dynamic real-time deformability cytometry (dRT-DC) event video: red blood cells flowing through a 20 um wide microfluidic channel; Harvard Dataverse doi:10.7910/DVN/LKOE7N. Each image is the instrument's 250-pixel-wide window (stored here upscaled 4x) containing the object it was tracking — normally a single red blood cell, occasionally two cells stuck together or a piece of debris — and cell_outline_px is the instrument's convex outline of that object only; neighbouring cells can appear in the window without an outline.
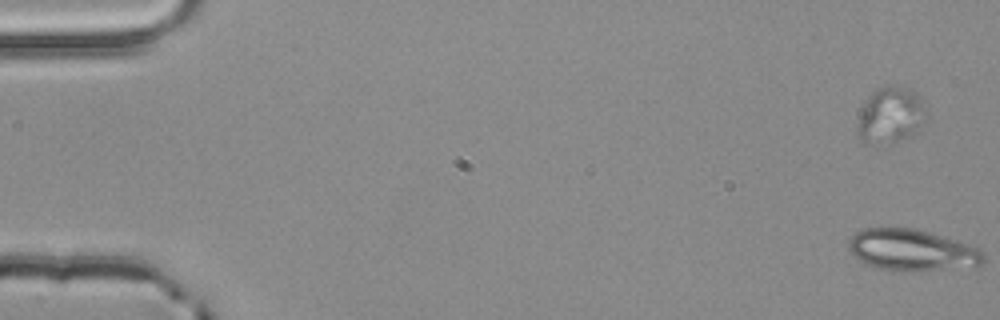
{"species": "common noctule bat (a hibernating species)", "species_latin": "Nyctalus noctula", "temperature_condition": "room temperature", "stored_images_in_passage": 57, "camera_frame_rate_fps": 3000, "um_per_image_px": 0.085, "animal": {"sex": "male", "body_mass_g": 20.4}, "frame": {"image": 1, "passage_image": 4, "time_ms": 1.0, "image_size_px": [1000, 320], "cell_outline_px": [[984, 260], [980, 264], [904, 272], [876, 268], [864, 264], [848, 248], [848, 240], [856, 232], [864, 228], [912, 228], [928, 232], [956, 240], [980, 248], [984, 252]], "centroid_in_image_um": [77.45, 21.25], "position_along_channel_um": 7.5, "area_um2": 32.14}}
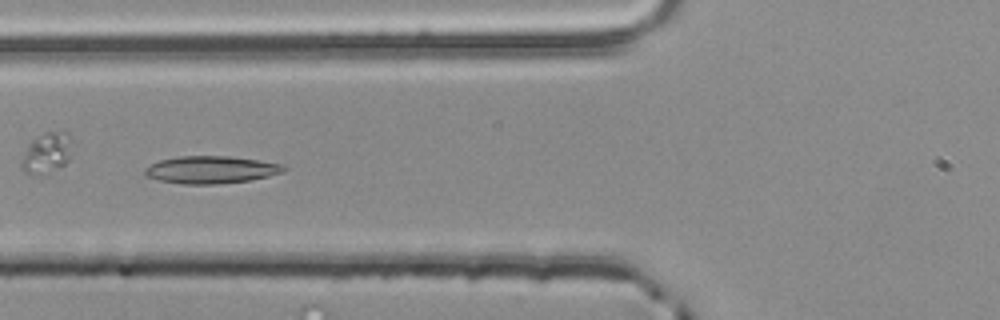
{"frame": {"image": 2, "passage_image": 25, "time_ms": 8.0, "image_size_px": [1000, 320], "cell_outline_px": [[288, 168], [284, 172], [252, 180], [212, 184], [184, 184], [160, 180], [148, 176], [144, 172], [144, 168], [160, 160], [180, 156], [228, 156], [260, 160], [284, 164]], "centroid_in_image_um": [18.0, 14.42], "position_along_channel_um": 107.8, "area_um2": 22.14}}
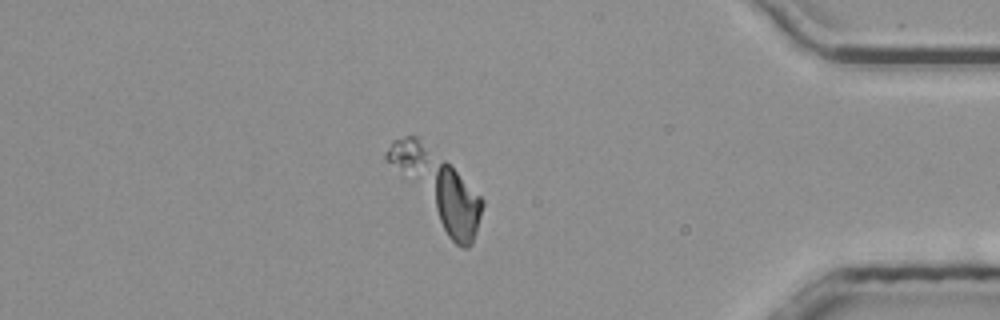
{"frame": {"image": 3, "passage_image": 50, "time_ms": 16.333, "image_size_px": [1000, 320], "cell_outline_px": [[484, 204], [476, 232], [472, 244], [468, 248], [464, 248], [456, 244], [448, 236], [384, 156], [392, 140], [404, 136], [416, 136], [444, 160], [484, 200]], "centroid_in_image_um": [37.21, 16.0], "position_along_channel_um": 398.0, "area_um2": 38.21}, "authors_computed_cell_mechanics": {"area_um2": 22.831, "velocity_mm_per_s": 3.8516, "shape_relaxation_time_tau1_ms": null, "shape_relaxation_time_tau2_ms": 7.3927, "deformation_change_tau1": null, "deformation_change_tau2": 0.1302}}